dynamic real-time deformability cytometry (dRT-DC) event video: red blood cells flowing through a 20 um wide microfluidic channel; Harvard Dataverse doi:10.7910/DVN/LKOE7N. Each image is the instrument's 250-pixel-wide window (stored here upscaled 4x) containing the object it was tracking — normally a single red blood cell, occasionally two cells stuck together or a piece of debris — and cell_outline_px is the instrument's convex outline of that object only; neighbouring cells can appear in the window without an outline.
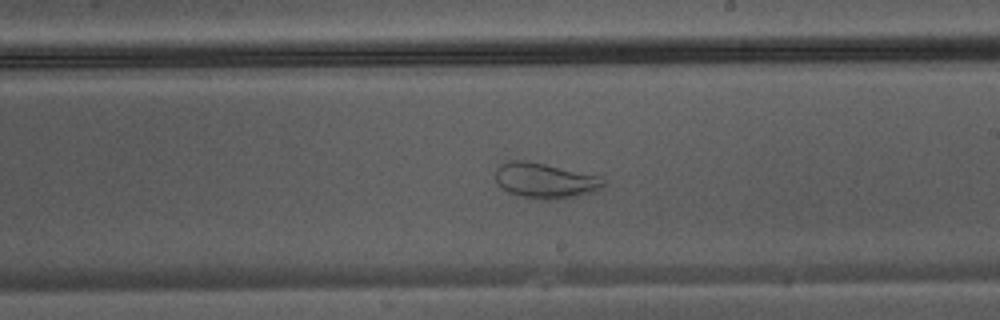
{"species": "Egyptian fruit bat (a non-hibernating species)", "species_latin": "Rousettus aegyptiacus", "temperature_condition": "warm", "stored_images_in_passage": 45, "camera_frame_rate_fps": 3000, "um_per_image_px": 0.085, "animal": {"sex": "male"}, "frame": {"image": 1, "passage_image": 26, "time_ms": 8.333, "image_size_px": [1000, 320], "cell_outline_px": [[604, 188], [592, 192], [576, 196], [544, 200], [516, 196], [500, 188], [496, 184], [496, 168], [500, 164], [508, 160], [524, 160], [604, 176]], "centroid_in_image_um": [46.32, 15.35], "position_along_channel_um": 242.7, "area_um2": 22.54}}
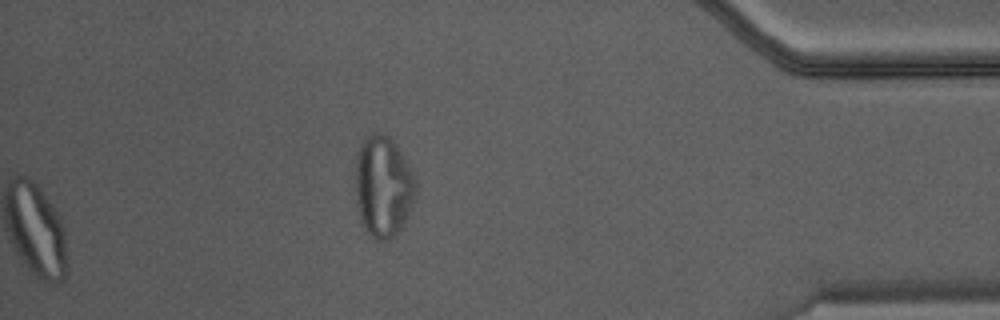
{"frame": {"image": 2, "passage_image": 45, "time_ms": 14.667, "image_size_px": [1000, 320], "cell_outline_px": [[416, 196], [408, 216], [400, 232], [388, 240], [376, 240], [364, 228], [356, 204], [356, 160], [360, 144], [372, 132], [384, 132], [396, 144], [416, 184]], "centroid_in_image_um": [32.56, 15.88], "position_along_channel_um": 402.6, "area_um2": 35.43}}